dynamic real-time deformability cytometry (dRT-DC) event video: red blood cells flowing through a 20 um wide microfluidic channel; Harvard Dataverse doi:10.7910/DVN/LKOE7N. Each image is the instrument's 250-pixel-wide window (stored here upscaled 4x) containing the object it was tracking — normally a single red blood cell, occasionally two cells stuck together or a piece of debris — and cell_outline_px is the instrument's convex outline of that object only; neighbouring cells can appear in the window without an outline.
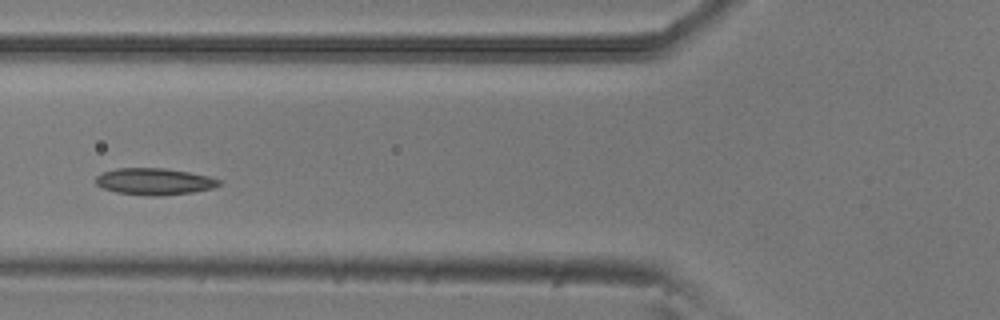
{"species": "common noctule bat (a hibernating species)", "species_latin": "Nyctalus noctula", "temperature_condition": "room temperature", "stored_images_in_passage": 2, "camera_frame_rate_fps": 3000, "um_per_image_px": 0.085, "animal": {"sex": "male", "body_mass_g": 20.5, "forearm_length_mm": 52.5}, "frame": {"image": 1, "passage_image": 2, "time_ms": 0.333, "image_size_px": [1000, 320], "cell_outline_px": [[220, 184], [212, 188], [192, 192], [160, 196], [148, 196], [116, 192], [104, 188], [96, 184], [96, 176], [104, 172], [116, 168], [164, 168], [188, 172], [208, 176], [220, 180]], "centroid_in_image_um": [13.1, 15.43], "position_along_channel_um": 112.7, "area_um2": 19.02}}